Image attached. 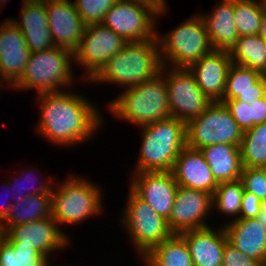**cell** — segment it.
<instances>
[{
  "mask_svg": "<svg viewBox=\"0 0 266 266\" xmlns=\"http://www.w3.org/2000/svg\"><path fill=\"white\" fill-rule=\"evenodd\" d=\"M81 95L71 89L38 94L40 114L36 135L61 147L90 141L103 125L104 117L96 104Z\"/></svg>",
  "mask_w": 266,
  "mask_h": 266,
  "instance_id": "1",
  "label": "cell"
},
{
  "mask_svg": "<svg viewBox=\"0 0 266 266\" xmlns=\"http://www.w3.org/2000/svg\"><path fill=\"white\" fill-rule=\"evenodd\" d=\"M157 37L144 41L127 42L124 48L112 56L100 71L85 83H105L137 86L160 73L162 68Z\"/></svg>",
  "mask_w": 266,
  "mask_h": 266,
  "instance_id": "2",
  "label": "cell"
},
{
  "mask_svg": "<svg viewBox=\"0 0 266 266\" xmlns=\"http://www.w3.org/2000/svg\"><path fill=\"white\" fill-rule=\"evenodd\" d=\"M113 117L144 126L170 116L164 66L155 77L131 88L124 89L106 106Z\"/></svg>",
  "mask_w": 266,
  "mask_h": 266,
  "instance_id": "3",
  "label": "cell"
},
{
  "mask_svg": "<svg viewBox=\"0 0 266 266\" xmlns=\"http://www.w3.org/2000/svg\"><path fill=\"white\" fill-rule=\"evenodd\" d=\"M137 172L172 171L176 158L186 146V124L175 117L141 126Z\"/></svg>",
  "mask_w": 266,
  "mask_h": 266,
  "instance_id": "4",
  "label": "cell"
},
{
  "mask_svg": "<svg viewBox=\"0 0 266 266\" xmlns=\"http://www.w3.org/2000/svg\"><path fill=\"white\" fill-rule=\"evenodd\" d=\"M51 191V216L58 226L76 225L102 215L101 187L82 176L71 174Z\"/></svg>",
  "mask_w": 266,
  "mask_h": 266,
  "instance_id": "5",
  "label": "cell"
},
{
  "mask_svg": "<svg viewBox=\"0 0 266 266\" xmlns=\"http://www.w3.org/2000/svg\"><path fill=\"white\" fill-rule=\"evenodd\" d=\"M74 53L54 46L49 50L32 52L21 78L11 87L15 90H35L38 94L64 91L76 83L72 64ZM74 82V83H73Z\"/></svg>",
  "mask_w": 266,
  "mask_h": 266,
  "instance_id": "6",
  "label": "cell"
},
{
  "mask_svg": "<svg viewBox=\"0 0 266 266\" xmlns=\"http://www.w3.org/2000/svg\"><path fill=\"white\" fill-rule=\"evenodd\" d=\"M156 37L163 66L188 68L213 50L205 24L198 12L164 35L157 31Z\"/></svg>",
  "mask_w": 266,
  "mask_h": 266,
  "instance_id": "7",
  "label": "cell"
},
{
  "mask_svg": "<svg viewBox=\"0 0 266 266\" xmlns=\"http://www.w3.org/2000/svg\"><path fill=\"white\" fill-rule=\"evenodd\" d=\"M127 201L120 218L128 238L141 259L156 245L173 235L165 218L128 187Z\"/></svg>",
  "mask_w": 266,
  "mask_h": 266,
  "instance_id": "8",
  "label": "cell"
},
{
  "mask_svg": "<svg viewBox=\"0 0 266 266\" xmlns=\"http://www.w3.org/2000/svg\"><path fill=\"white\" fill-rule=\"evenodd\" d=\"M243 133L224 103L212 102L186 124V145L194 149L223 143L240 146Z\"/></svg>",
  "mask_w": 266,
  "mask_h": 266,
  "instance_id": "9",
  "label": "cell"
},
{
  "mask_svg": "<svg viewBox=\"0 0 266 266\" xmlns=\"http://www.w3.org/2000/svg\"><path fill=\"white\" fill-rule=\"evenodd\" d=\"M167 9L138 1L117 0L101 24L127 42L150 40L156 38V21L165 16Z\"/></svg>",
  "mask_w": 266,
  "mask_h": 266,
  "instance_id": "10",
  "label": "cell"
},
{
  "mask_svg": "<svg viewBox=\"0 0 266 266\" xmlns=\"http://www.w3.org/2000/svg\"><path fill=\"white\" fill-rule=\"evenodd\" d=\"M164 78L171 117L187 124L200 116L212 103L197 85L194 75L188 68L164 66Z\"/></svg>",
  "mask_w": 266,
  "mask_h": 266,
  "instance_id": "11",
  "label": "cell"
},
{
  "mask_svg": "<svg viewBox=\"0 0 266 266\" xmlns=\"http://www.w3.org/2000/svg\"><path fill=\"white\" fill-rule=\"evenodd\" d=\"M126 43L123 37L101 23L86 25L80 45L74 52V63L86 70L80 82H89Z\"/></svg>",
  "mask_w": 266,
  "mask_h": 266,
  "instance_id": "12",
  "label": "cell"
},
{
  "mask_svg": "<svg viewBox=\"0 0 266 266\" xmlns=\"http://www.w3.org/2000/svg\"><path fill=\"white\" fill-rule=\"evenodd\" d=\"M52 216L26 224L8 227L2 237L12 246L33 248L39 254L51 258V253L64 250L71 241ZM69 237V238H68ZM57 250V251H56Z\"/></svg>",
  "mask_w": 266,
  "mask_h": 266,
  "instance_id": "13",
  "label": "cell"
},
{
  "mask_svg": "<svg viewBox=\"0 0 266 266\" xmlns=\"http://www.w3.org/2000/svg\"><path fill=\"white\" fill-rule=\"evenodd\" d=\"M212 195L202 190L178 186L168 226L173 234L209 227L207 216L213 211Z\"/></svg>",
  "mask_w": 266,
  "mask_h": 266,
  "instance_id": "14",
  "label": "cell"
},
{
  "mask_svg": "<svg viewBox=\"0 0 266 266\" xmlns=\"http://www.w3.org/2000/svg\"><path fill=\"white\" fill-rule=\"evenodd\" d=\"M129 178V188L168 220L179 186L172 171L137 172Z\"/></svg>",
  "mask_w": 266,
  "mask_h": 266,
  "instance_id": "15",
  "label": "cell"
},
{
  "mask_svg": "<svg viewBox=\"0 0 266 266\" xmlns=\"http://www.w3.org/2000/svg\"><path fill=\"white\" fill-rule=\"evenodd\" d=\"M46 13L54 46L74 53L80 45L86 24L73 0H46Z\"/></svg>",
  "mask_w": 266,
  "mask_h": 266,
  "instance_id": "16",
  "label": "cell"
},
{
  "mask_svg": "<svg viewBox=\"0 0 266 266\" xmlns=\"http://www.w3.org/2000/svg\"><path fill=\"white\" fill-rule=\"evenodd\" d=\"M30 54L22 31L5 18L0 24V75L10 89L21 78Z\"/></svg>",
  "mask_w": 266,
  "mask_h": 266,
  "instance_id": "17",
  "label": "cell"
},
{
  "mask_svg": "<svg viewBox=\"0 0 266 266\" xmlns=\"http://www.w3.org/2000/svg\"><path fill=\"white\" fill-rule=\"evenodd\" d=\"M232 64L229 51L212 50L191 64L188 69L197 85L212 102H221L224 97L226 76Z\"/></svg>",
  "mask_w": 266,
  "mask_h": 266,
  "instance_id": "18",
  "label": "cell"
},
{
  "mask_svg": "<svg viewBox=\"0 0 266 266\" xmlns=\"http://www.w3.org/2000/svg\"><path fill=\"white\" fill-rule=\"evenodd\" d=\"M172 173L179 186L202 190L212 196L219 185L213 177L202 151L187 145L176 158Z\"/></svg>",
  "mask_w": 266,
  "mask_h": 266,
  "instance_id": "19",
  "label": "cell"
},
{
  "mask_svg": "<svg viewBox=\"0 0 266 266\" xmlns=\"http://www.w3.org/2000/svg\"><path fill=\"white\" fill-rule=\"evenodd\" d=\"M20 20L9 18L23 33L30 52L49 50L54 47L47 13L46 0H23Z\"/></svg>",
  "mask_w": 266,
  "mask_h": 266,
  "instance_id": "20",
  "label": "cell"
},
{
  "mask_svg": "<svg viewBox=\"0 0 266 266\" xmlns=\"http://www.w3.org/2000/svg\"><path fill=\"white\" fill-rule=\"evenodd\" d=\"M180 235L189 247L194 266H222L224 246L228 241L222 224L216 229L209 226L187 230Z\"/></svg>",
  "mask_w": 266,
  "mask_h": 266,
  "instance_id": "21",
  "label": "cell"
},
{
  "mask_svg": "<svg viewBox=\"0 0 266 266\" xmlns=\"http://www.w3.org/2000/svg\"><path fill=\"white\" fill-rule=\"evenodd\" d=\"M230 244L263 264L266 257V228L257 218L237 219L223 224Z\"/></svg>",
  "mask_w": 266,
  "mask_h": 266,
  "instance_id": "22",
  "label": "cell"
},
{
  "mask_svg": "<svg viewBox=\"0 0 266 266\" xmlns=\"http://www.w3.org/2000/svg\"><path fill=\"white\" fill-rule=\"evenodd\" d=\"M208 14H200L213 50L229 51L239 38L234 24V0H218Z\"/></svg>",
  "mask_w": 266,
  "mask_h": 266,
  "instance_id": "23",
  "label": "cell"
},
{
  "mask_svg": "<svg viewBox=\"0 0 266 266\" xmlns=\"http://www.w3.org/2000/svg\"><path fill=\"white\" fill-rule=\"evenodd\" d=\"M200 150L218 184L240 179L243 170L240 146L223 143Z\"/></svg>",
  "mask_w": 266,
  "mask_h": 266,
  "instance_id": "24",
  "label": "cell"
},
{
  "mask_svg": "<svg viewBox=\"0 0 266 266\" xmlns=\"http://www.w3.org/2000/svg\"><path fill=\"white\" fill-rule=\"evenodd\" d=\"M51 216V194H33L13 204L6 218L0 223V234L8 227L26 224Z\"/></svg>",
  "mask_w": 266,
  "mask_h": 266,
  "instance_id": "25",
  "label": "cell"
},
{
  "mask_svg": "<svg viewBox=\"0 0 266 266\" xmlns=\"http://www.w3.org/2000/svg\"><path fill=\"white\" fill-rule=\"evenodd\" d=\"M141 260L144 266H194L189 247L180 234L156 245Z\"/></svg>",
  "mask_w": 266,
  "mask_h": 266,
  "instance_id": "26",
  "label": "cell"
},
{
  "mask_svg": "<svg viewBox=\"0 0 266 266\" xmlns=\"http://www.w3.org/2000/svg\"><path fill=\"white\" fill-rule=\"evenodd\" d=\"M229 54L233 64L266 76V43L258 34L240 36Z\"/></svg>",
  "mask_w": 266,
  "mask_h": 266,
  "instance_id": "27",
  "label": "cell"
},
{
  "mask_svg": "<svg viewBox=\"0 0 266 266\" xmlns=\"http://www.w3.org/2000/svg\"><path fill=\"white\" fill-rule=\"evenodd\" d=\"M243 167L263 168L266 163V122L244 131L240 145Z\"/></svg>",
  "mask_w": 266,
  "mask_h": 266,
  "instance_id": "28",
  "label": "cell"
},
{
  "mask_svg": "<svg viewBox=\"0 0 266 266\" xmlns=\"http://www.w3.org/2000/svg\"><path fill=\"white\" fill-rule=\"evenodd\" d=\"M244 193V186L240 179L220 183L212 196L213 211H219L228 217V223L240 217L241 201ZM235 216V217H234ZM230 217H234L231 218Z\"/></svg>",
  "mask_w": 266,
  "mask_h": 266,
  "instance_id": "29",
  "label": "cell"
},
{
  "mask_svg": "<svg viewBox=\"0 0 266 266\" xmlns=\"http://www.w3.org/2000/svg\"><path fill=\"white\" fill-rule=\"evenodd\" d=\"M265 8L264 0H234V24L239 37L258 34Z\"/></svg>",
  "mask_w": 266,
  "mask_h": 266,
  "instance_id": "30",
  "label": "cell"
},
{
  "mask_svg": "<svg viewBox=\"0 0 266 266\" xmlns=\"http://www.w3.org/2000/svg\"><path fill=\"white\" fill-rule=\"evenodd\" d=\"M262 75L251 68L231 64L227 76L223 100L236 99L243 92L259 91Z\"/></svg>",
  "mask_w": 266,
  "mask_h": 266,
  "instance_id": "31",
  "label": "cell"
},
{
  "mask_svg": "<svg viewBox=\"0 0 266 266\" xmlns=\"http://www.w3.org/2000/svg\"><path fill=\"white\" fill-rule=\"evenodd\" d=\"M48 257L26 246H12L0 237V266H48Z\"/></svg>",
  "mask_w": 266,
  "mask_h": 266,
  "instance_id": "32",
  "label": "cell"
},
{
  "mask_svg": "<svg viewBox=\"0 0 266 266\" xmlns=\"http://www.w3.org/2000/svg\"><path fill=\"white\" fill-rule=\"evenodd\" d=\"M29 167L27 166V169L28 170L21 169V171L22 170L23 171L21 172V174L19 175V177H16L17 179L14 178V177H13V179H15V180H9V179H7L8 184H9V187L11 189L10 190L11 191V194L14 195V196L12 195L13 196V200H12L13 204L19 203L20 201H22L28 195H33V194H51V191H52V189L54 187V183L56 182L54 180L55 178H52V176L49 179L47 178V181L48 182L45 179L44 180L45 182H42V183L39 182L38 183L39 185L37 184V186L31 185L30 183L29 184L31 185V187L28 186V188H27V187H23L24 185L21 186L25 182H27V184H28V182H31V181H32L31 182L32 184L35 183L34 180L36 179V176H34V175H38L37 174L38 171L35 170V172H34V170L31 168V165ZM18 181L21 182L20 183L21 185H19V186H18V184H19Z\"/></svg>",
  "mask_w": 266,
  "mask_h": 266,
  "instance_id": "33",
  "label": "cell"
},
{
  "mask_svg": "<svg viewBox=\"0 0 266 266\" xmlns=\"http://www.w3.org/2000/svg\"><path fill=\"white\" fill-rule=\"evenodd\" d=\"M117 0H74L75 7L86 25L101 23L104 15Z\"/></svg>",
  "mask_w": 266,
  "mask_h": 266,
  "instance_id": "34",
  "label": "cell"
},
{
  "mask_svg": "<svg viewBox=\"0 0 266 266\" xmlns=\"http://www.w3.org/2000/svg\"><path fill=\"white\" fill-rule=\"evenodd\" d=\"M240 180L244 190L253 193L260 201L266 199V169L243 167Z\"/></svg>",
  "mask_w": 266,
  "mask_h": 266,
  "instance_id": "35",
  "label": "cell"
},
{
  "mask_svg": "<svg viewBox=\"0 0 266 266\" xmlns=\"http://www.w3.org/2000/svg\"><path fill=\"white\" fill-rule=\"evenodd\" d=\"M222 266H262L254 258L244 255L228 241L224 246Z\"/></svg>",
  "mask_w": 266,
  "mask_h": 266,
  "instance_id": "36",
  "label": "cell"
},
{
  "mask_svg": "<svg viewBox=\"0 0 266 266\" xmlns=\"http://www.w3.org/2000/svg\"><path fill=\"white\" fill-rule=\"evenodd\" d=\"M221 102L227 107L231 113V116L234 118L243 132L250 129L249 105L237 99L222 100Z\"/></svg>",
  "mask_w": 266,
  "mask_h": 266,
  "instance_id": "37",
  "label": "cell"
},
{
  "mask_svg": "<svg viewBox=\"0 0 266 266\" xmlns=\"http://www.w3.org/2000/svg\"><path fill=\"white\" fill-rule=\"evenodd\" d=\"M261 210V201L253 194L244 190L239 219L257 218Z\"/></svg>",
  "mask_w": 266,
  "mask_h": 266,
  "instance_id": "38",
  "label": "cell"
},
{
  "mask_svg": "<svg viewBox=\"0 0 266 266\" xmlns=\"http://www.w3.org/2000/svg\"><path fill=\"white\" fill-rule=\"evenodd\" d=\"M250 128L257 124L266 122V97H262L249 104Z\"/></svg>",
  "mask_w": 266,
  "mask_h": 266,
  "instance_id": "39",
  "label": "cell"
},
{
  "mask_svg": "<svg viewBox=\"0 0 266 266\" xmlns=\"http://www.w3.org/2000/svg\"><path fill=\"white\" fill-rule=\"evenodd\" d=\"M262 97H266V76L264 75L259 78V91L243 92L236 99L249 105L252 104L253 101Z\"/></svg>",
  "mask_w": 266,
  "mask_h": 266,
  "instance_id": "40",
  "label": "cell"
},
{
  "mask_svg": "<svg viewBox=\"0 0 266 266\" xmlns=\"http://www.w3.org/2000/svg\"><path fill=\"white\" fill-rule=\"evenodd\" d=\"M5 182L6 183H5L4 186H6V191H7L6 193L9 192V197H11L13 199L12 194H11V191H10L11 189H10L9 184H8V181L6 180ZM4 191H5V189H4ZM11 198H9L10 199L9 200L10 202L7 201L6 204L5 203L0 204V223L6 218L9 210L11 209V206L13 205V202H12V199Z\"/></svg>",
  "mask_w": 266,
  "mask_h": 266,
  "instance_id": "41",
  "label": "cell"
},
{
  "mask_svg": "<svg viewBox=\"0 0 266 266\" xmlns=\"http://www.w3.org/2000/svg\"><path fill=\"white\" fill-rule=\"evenodd\" d=\"M258 35L266 43V8L263 10V14H262V17H261V23H260V30L258 32Z\"/></svg>",
  "mask_w": 266,
  "mask_h": 266,
  "instance_id": "42",
  "label": "cell"
},
{
  "mask_svg": "<svg viewBox=\"0 0 266 266\" xmlns=\"http://www.w3.org/2000/svg\"><path fill=\"white\" fill-rule=\"evenodd\" d=\"M257 219L266 228V199L261 201V210L257 216Z\"/></svg>",
  "mask_w": 266,
  "mask_h": 266,
  "instance_id": "43",
  "label": "cell"
},
{
  "mask_svg": "<svg viewBox=\"0 0 266 266\" xmlns=\"http://www.w3.org/2000/svg\"><path fill=\"white\" fill-rule=\"evenodd\" d=\"M129 1H138V2H142V3L150 4L153 7H160L154 0H129Z\"/></svg>",
  "mask_w": 266,
  "mask_h": 266,
  "instance_id": "44",
  "label": "cell"
},
{
  "mask_svg": "<svg viewBox=\"0 0 266 266\" xmlns=\"http://www.w3.org/2000/svg\"><path fill=\"white\" fill-rule=\"evenodd\" d=\"M161 8H167V1L166 0H154Z\"/></svg>",
  "mask_w": 266,
  "mask_h": 266,
  "instance_id": "45",
  "label": "cell"
},
{
  "mask_svg": "<svg viewBox=\"0 0 266 266\" xmlns=\"http://www.w3.org/2000/svg\"><path fill=\"white\" fill-rule=\"evenodd\" d=\"M5 84L9 85V83L0 75V90Z\"/></svg>",
  "mask_w": 266,
  "mask_h": 266,
  "instance_id": "46",
  "label": "cell"
},
{
  "mask_svg": "<svg viewBox=\"0 0 266 266\" xmlns=\"http://www.w3.org/2000/svg\"><path fill=\"white\" fill-rule=\"evenodd\" d=\"M9 2V0H0V11H1V9H4L5 8V5H6V3H8ZM3 7V8H2Z\"/></svg>",
  "mask_w": 266,
  "mask_h": 266,
  "instance_id": "47",
  "label": "cell"
},
{
  "mask_svg": "<svg viewBox=\"0 0 266 266\" xmlns=\"http://www.w3.org/2000/svg\"><path fill=\"white\" fill-rule=\"evenodd\" d=\"M262 266H266V257H265V260H264Z\"/></svg>",
  "mask_w": 266,
  "mask_h": 266,
  "instance_id": "48",
  "label": "cell"
}]
</instances>
